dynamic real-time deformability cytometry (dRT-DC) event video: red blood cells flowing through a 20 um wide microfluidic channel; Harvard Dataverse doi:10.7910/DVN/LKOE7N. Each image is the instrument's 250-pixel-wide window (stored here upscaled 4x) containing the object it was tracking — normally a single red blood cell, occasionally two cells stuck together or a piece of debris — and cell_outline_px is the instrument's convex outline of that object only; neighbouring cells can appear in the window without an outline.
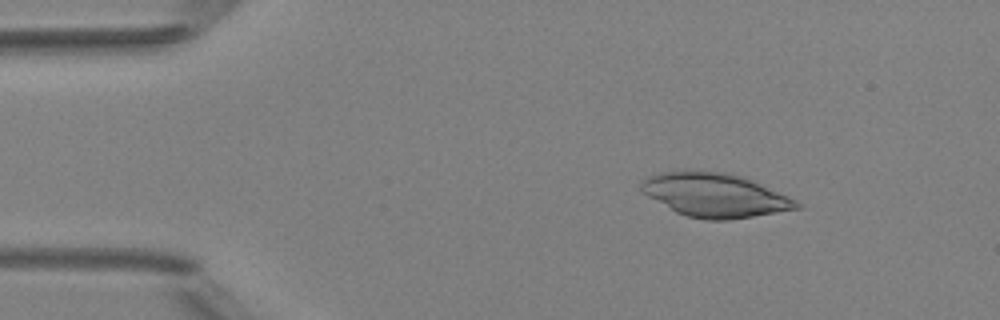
{"species": "Egyptian fruit bat (a non-hibernating species)", "species_latin": "Rousettus aegyptiacus", "temperature_condition": "room temperature", "stored_images_in_passage": 4, "camera_frame_rate_fps": 3000, "um_per_image_px": 0.085, "animal": {"sex": "female"}, "frame": {"image": 1, "passage_image": 2, "time_ms": 1.0, "image_size_px": [1000, 320], "cell_outline_px": [[804, 208], [728, 220], [704, 220], [688, 216], [676, 212], [648, 196], [640, 188], [640, 184], [648, 176], [660, 172], [688, 168], [728, 172], [744, 176], [788, 196], [804, 204]], "centroid_in_image_um": [60.79, 16.55], "position_along_channel_um": 24.2, "area_um2": 40.4}}